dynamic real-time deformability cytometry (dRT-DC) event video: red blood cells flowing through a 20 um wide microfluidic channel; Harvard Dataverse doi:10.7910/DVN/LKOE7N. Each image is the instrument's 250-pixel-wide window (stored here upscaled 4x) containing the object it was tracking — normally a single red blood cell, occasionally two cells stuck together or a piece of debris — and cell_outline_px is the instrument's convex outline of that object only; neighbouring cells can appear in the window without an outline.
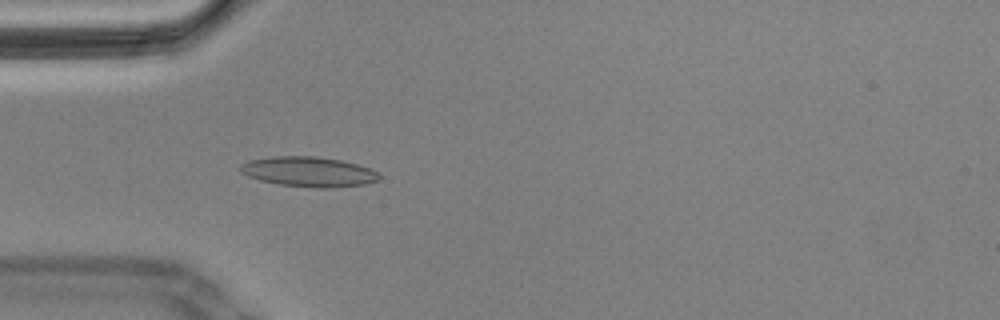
{"species": "Egyptian fruit bat (a non-hibernating species)", "species_latin": "Rousettus aegyptiacus", "temperature_condition": "cold", "stored_images_in_passage": 57, "camera_frame_rate_fps": 3000, "um_per_image_px": 0.085, "animal": {"sex": "male"}, "frame": {"image": 1, "passage_image": 17, "time_ms": 5.333, "image_size_px": [1000, 320], "cell_outline_px": [[380, 180], [364, 184], [332, 188], [316, 188], [280, 184], [260, 180], [248, 176], [240, 172], [240, 164], [248, 160], [272, 156], [316, 156], [340, 160], [356, 164], [368, 168], [376, 172], [380, 176]], "centroid_in_image_um": [26.21, 14.59], "position_along_channel_um": 58.8, "area_um2": 24.22}, "authors_computed_cell_mechanics": {"area_um2": 22.6576, "velocity_mm_per_s": 3.4727, "shape_relaxation_time_tau1_ms": null, "shape_relaxation_time_tau2_ms": 1.4474, "deformation_change_tau1": null, "deformation_change_tau2": 0.0678}}